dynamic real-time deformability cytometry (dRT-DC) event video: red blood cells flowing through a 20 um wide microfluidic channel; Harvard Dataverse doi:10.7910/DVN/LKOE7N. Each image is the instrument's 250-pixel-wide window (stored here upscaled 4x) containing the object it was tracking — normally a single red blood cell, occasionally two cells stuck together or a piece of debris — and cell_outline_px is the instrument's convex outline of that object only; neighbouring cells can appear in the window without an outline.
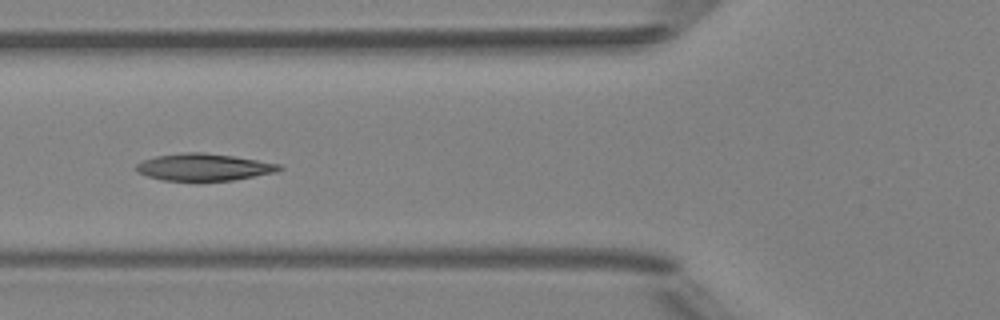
{"species": "Egyptian fruit bat (a non-hibernating species)", "species_latin": "Rousettus aegyptiacus", "temperature_condition": "room temperature", "stored_images_in_passage": 5, "camera_frame_rate_fps": 3000, "um_per_image_px": 0.085, "animal": {"sex": "female"}, "frame": {"image": 1, "passage_image": 5, "time_ms": 4.667, "image_size_px": [1000, 320], "cell_outline_px": [[284, 168], [276, 172], [232, 180], [164, 180], [148, 176], [136, 172], [136, 164], [144, 160], [156, 156], [184, 152], [200, 152], [232, 156], [280, 164]], "centroid_in_image_um": [17.31, 14.2], "position_along_channel_um": 108.5, "area_um2": 22.2}}